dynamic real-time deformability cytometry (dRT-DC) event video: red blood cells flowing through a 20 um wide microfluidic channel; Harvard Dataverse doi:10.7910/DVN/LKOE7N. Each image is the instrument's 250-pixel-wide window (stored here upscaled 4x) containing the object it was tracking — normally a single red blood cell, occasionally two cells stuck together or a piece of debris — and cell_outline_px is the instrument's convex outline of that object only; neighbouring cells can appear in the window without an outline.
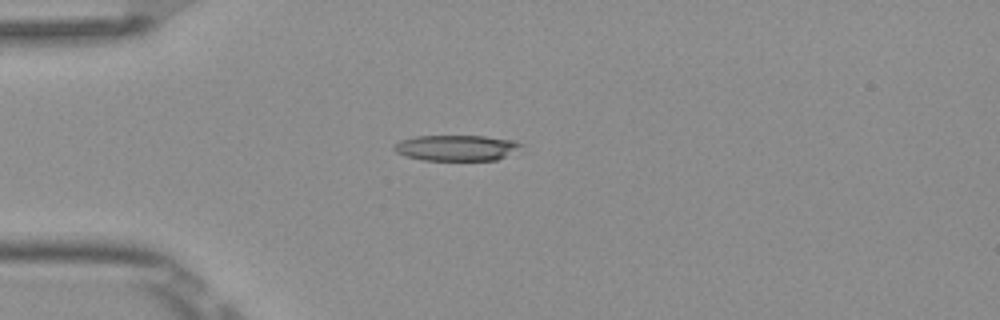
{"species": "Egyptian fruit bat (a non-hibernating species)", "species_latin": "Rousettus aegyptiacus", "temperature_condition": "room temperature", "stored_images_in_passage": 2, "camera_frame_rate_fps": 3000, "um_per_image_px": 0.085, "frame": {"image": 1, "passage_image": 2, "time_ms": 0.333, "image_size_px": [1000, 320], "cell_outline_px": [[524, 144], [504, 156], [496, 160], [424, 160], [404, 156], [396, 152], [392, 148], [392, 144], [400, 140], [416, 136], [484, 136], [512, 140]], "centroid_in_image_um": [38.7, 12.56], "position_along_channel_um": 46.3, "area_um2": 18.9}}